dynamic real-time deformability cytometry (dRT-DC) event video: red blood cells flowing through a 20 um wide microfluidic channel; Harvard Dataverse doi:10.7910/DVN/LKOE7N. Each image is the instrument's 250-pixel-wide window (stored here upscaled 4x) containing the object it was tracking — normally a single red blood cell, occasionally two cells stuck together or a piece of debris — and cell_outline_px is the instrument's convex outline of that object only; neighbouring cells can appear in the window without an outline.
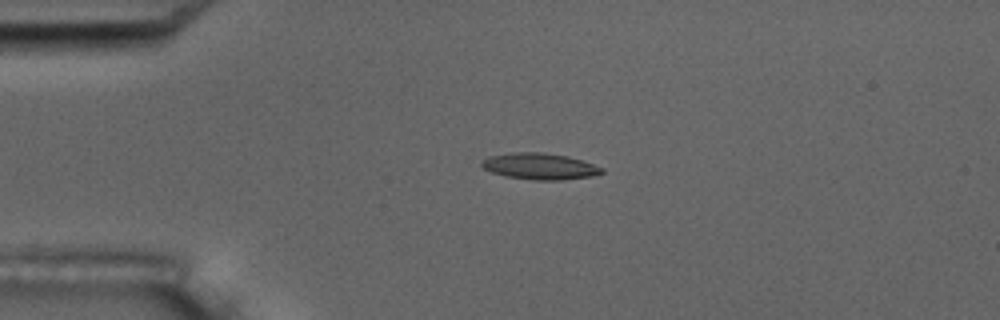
{"species": "common noctule bat (a hibernating species)", "species_latin": "Nyctalus noctula", "temperature_condition": "room temperature", "stored_images_in_passage": 5, "camera_frame_rate_fps": 3000, "um_per_image_px": 0.085, "animal": {"sex": "male", "body_mass_g": 17.5, "forearm_length_mm": 52.3}, "frame": {"image": 1, "passage_image": 4, "time_ms": 3.667, "image_size_px": [1000, 320], "cell_outline_px": [[604, 172], [592, 176], [564, 180], [536, 180], [504, 176], [492, 172], [484, 168], [480, 164], [480, 160], [488, 156], [512, 152], [544, 152], [568, 156], [604, 168]], "centroid_in_image_um": [45.85, 14.13], "position_along_channel_um": 39.2, "area_um2": 18.55}}